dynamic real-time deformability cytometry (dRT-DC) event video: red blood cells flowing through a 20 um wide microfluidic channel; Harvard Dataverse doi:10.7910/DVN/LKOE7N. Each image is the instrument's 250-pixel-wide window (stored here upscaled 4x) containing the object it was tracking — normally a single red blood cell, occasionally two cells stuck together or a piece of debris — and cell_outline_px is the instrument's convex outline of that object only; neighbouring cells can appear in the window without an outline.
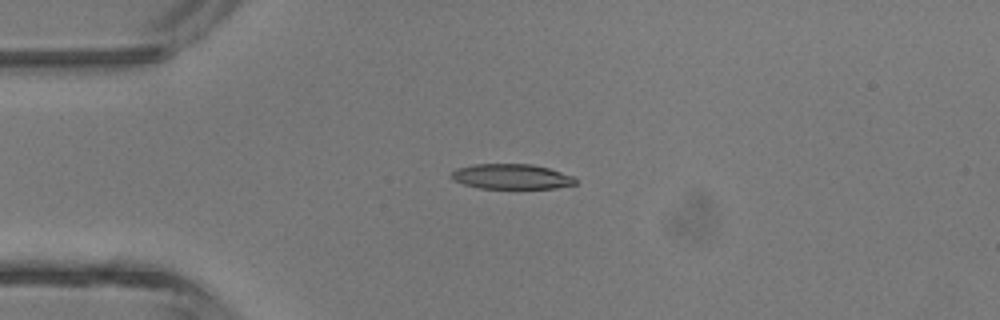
{"species": "common noctule bat (a hibernating species)", "species_latin": "Nyctalus noctula", "temperature_condition": "room temperature", "stored_images_in_passage": 2, "camera_frame_rate_fps": 3000, "um_per_image_px": 0.085, "animal": {"sex": "male", "body_mass_g": 13.3}, "frame": {"image": 1, "passage_image": 1, "time_ms": 0.0, "image_size_px": [1000, 320], "cell_outline_px": [[576, 184], [556, 188], [480, 188], [464, 184], [452, 180], [448, 176], [456, 168], [476, 164], [532, 164], [548, 168], [576, 176]], "centroid_in_image_um": [43.47, 15.0], "position_along_channel_um": 41.5, "area_um2": 18.26}}
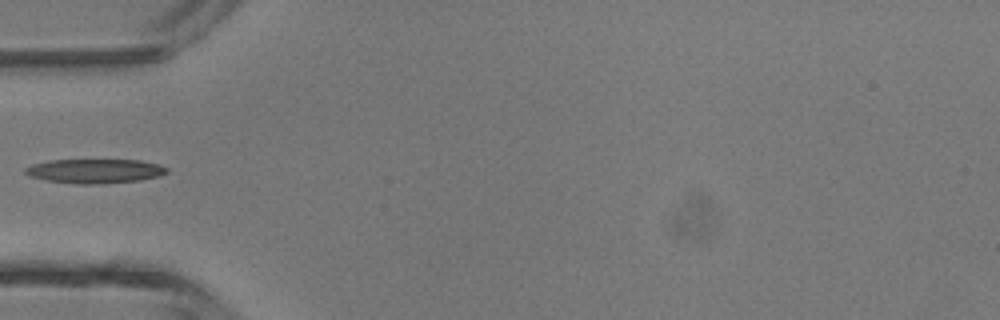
{"frame": {"image": 2, "passage_image": 2, "time_ms": 1.333, "image_size_px": [1000, 320], "cell_outline_px": [[168, 172], [160, 176], [140, 180], [104, 184], [76, 184], [48, 180], [28, 176], [24, 172], [24, 168], [32, 164], [52, 160], [140, 160], [160, 164], [168, 168]], "centroid_in_image_um": [8.09, 14.54], "position_along_channel_um": 76.9, "area_um2": 20.17}}